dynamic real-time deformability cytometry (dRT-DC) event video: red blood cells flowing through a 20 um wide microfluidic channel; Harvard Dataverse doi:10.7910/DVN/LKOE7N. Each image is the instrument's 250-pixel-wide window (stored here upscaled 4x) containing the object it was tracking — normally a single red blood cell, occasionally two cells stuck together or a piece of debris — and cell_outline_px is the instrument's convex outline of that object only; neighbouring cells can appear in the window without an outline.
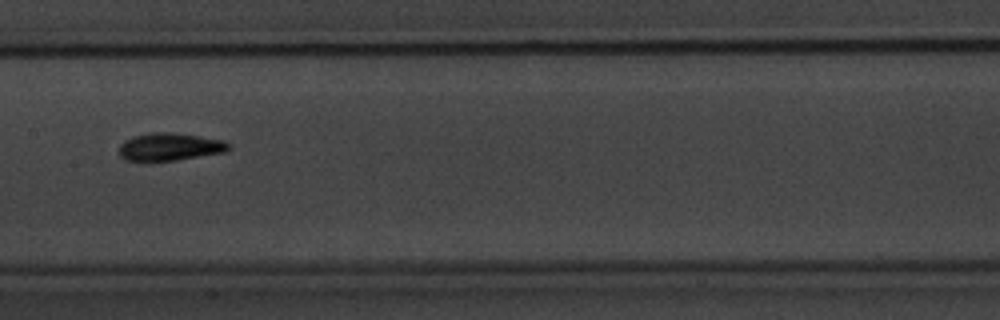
{"species": "common noctule bat (a hibernating species)", "species_latin": "Nyctalus noctula", "temperature_condition": "warm", "stored_images_in_passage": 11, "camera_frame_rate_fps": 3000, "um_per_image_px": 0.085, "animal": {"sex": "male", "body_mass_g": 20.1, "forearm_length_mm": 53.5}, "frame": {"image": 1, "passage_image": 4, "time_ms": 4.0, "image_size_px": [1000, 320], "cell_outline_px": [[232, 148], [224, 152], [176, 160], [124, 160], [120, 156], [120, 144], [124, 140], [132, 136], [152, 132], [172, 132], [200, 136], [224, 140]], "centroid_in_image_um": [14.43, 12.46], "position_along_channel_um": 193.0, "area_um2": 17.57}}
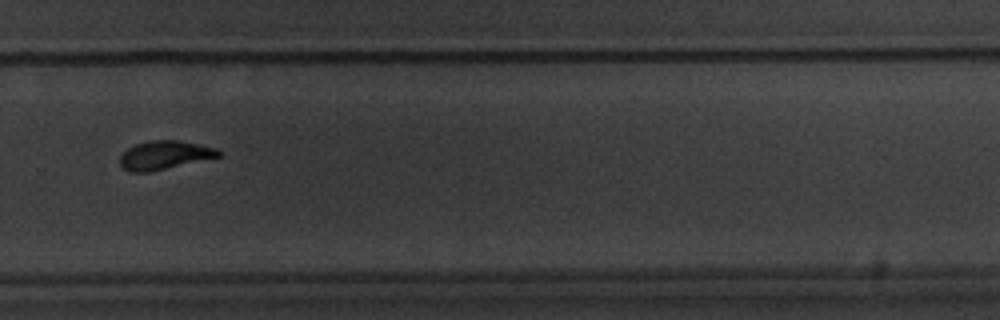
{"frame": {"image": 2, "passage_image": 7, "time_ms": 7.667, "image_size_px": [1000, 320], "cell_outline_px": [[224, 152], [220, 156], [148, 172], [128, 172], [120, 164], [120, 156], [128, 148], [136, 144], [152, 140], [180, 140], [216, 148]], "centroid_in_image_um": [13.99, 13.17], "position_along_channel_um": 315.8, "area_um2": 16.24}}
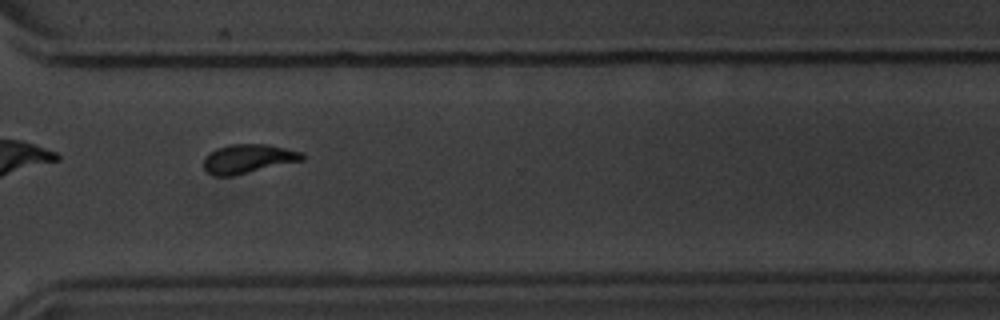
{"frame": {"image": 3, "passage_image": 8, "time_ms": 8.667, "image_size_px": [1000, 320], "cell_outline_px": [[304, 160], [232, 176], [216, 176], [208, 172], [204, 168], [204, 156], [208, 152], [216, 148], [228, 144], [268, 144], [300, 152], [304, 156]], "centroid_in_image_um": [21.04, 13.48], "position_along_channel_um": 349.6, "area_um2": 16.65}}